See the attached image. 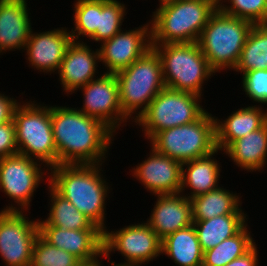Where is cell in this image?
Returning a JSON list of instances; mask_svg holds the SVG:
<instances>
[{
    "mask_svg": "<svg viewBox=\"0 0 267 266\" xmlns=\"http://www.w3.org/2000/svg\"><path fill=\"white\" fill-rule=\"evenodd\" d=\"M151 46L160 57L166 88L203 96V83L215 75V72L197 42Z\"/></svg>",
    "mask_w": 267,
    "mask_h": 266,
    "instance_id": "8992f818",
    "label": "cell"
},
{
    "mask_svg": "<svg viewBox=\"0 0 267 266\" xmlns=\"http://www.w3.org/2000/svg\"><path fill=\"white\" fill-rule=\"evenodd\" d=\"M115 76L122 112L129 120L131 118L130 122L133 119L135 122L165 88L161 60L153 48Z\"/></svg>",
    "mask_w": 267,
    "mask_h": 266,
    "instance_id": "52a82bcc",
    "label": "cell"
},
{
    "mask_svg": "<svg viewBox=\"0 0 267 266\" xmlns=\"http://www.w3.org/2000/svg\"><path fill=\"white\" fill-rule=\"evenodd\" d=\"M101 75L79 88L84 96L82 108L79 107V110L100 120L115 133L120 126H126L129 119L122 112L115 74Z\"/></svg>",
    "mask_w": 267,
    "mask_h": 266,
    "instance_id": "4fadbf2b",
    "label": "cell"
},
{
    "mask_svg": "<svg viewBox=\"0 0 267 266\" xmlns=\"http://www.w3.org/2000/svg\"><path fill=\"white\" fill-rule=\"evenodd\" d=\"M173 1H175V0H159V6L166 4V3H169V2H173Z\"/></svg>",
    "mask_w": 267,
    "mask_h": 266,
    "instance_id": "ab89813d",
    "label": "cell"
},
{
    "mask_svg": "<svg viewBox=\"0 0 267 266\" xmlns=\"http://www.w3.org/2000/svg\"><path fill=\"white\" fill-rule=\"evenodd\" d=\"M149 152V157L132 168V176L154 196L180 193L182 163L152 147Z\"/></svg>",
    "mask_w": 267,
    "mask_h": 266,
    "instance_id": "9a60e30c",
    "label": "cell"
},
{
    "mask_svg": "<svg viewBox=\"0 0 267 266\" xmlns=\"http://www.w3.org/2000/svg\"><path fill=\"white\" fill-rule=\"evenodd\" d=\"M218 8L227 15L253 24H267V0H218Z\"/></svg>",
    "mask_w": 267,
    "mask_h": 266,
    "instance_id": "d6a6232c",
    "label": "cell"
},
{
    "mask_svg": "<svg viewBox=\"0 0 267 266\" xmlns=\"http://www.w3.org/2000/svg\"><path fill=\"white\" fill-rule=\"evenodd\" d=\"M14 110L18 154L45 164V172L58 165V156L51 122V105L22 102ZM22 104V105H21ZM49 168V169H48ZM48 171V172H47Z\"/></svg>",
    "mask_w": 267,
    "mask_h": 266,
    "instance_id": "5b68a950",
    "label": "cell"
},
{
    "mask_svg": "<svg viewBox=\"0 0 267 266\" xmlns=\"http://www.w3.org/2000/svg\"><path fill=\"white\" fill-rule=\"evenodd\" d=\"M52 132L60 164H104L115 133L78 107L51 106Z\"/></svg>",
    "mask_w": 267,
    "mask_h": 266,
    "instance_id": "6da1fadb",
    "label": "cell"
},
{
    "mask_svg": "<svg viewBox=\"0 0 267 266\" xmlns=\"http://www.w3.org/2000/svg\"><path fill=\"white\" fill-rule=\"evenodd\" d=\"M24 211H0V256L5 266H30L38 220Z\"/></svg>",
    "mask_w": 267,
    "mask_h": 266,
    "instance_id": "7c38bea8",
    "label": "cell"
},
{
    "mask_svg": "<svg viewBox=\"0 0 267 266\" xmlns=\"http://www.w3.org/2000/svg\"><path fill=\"white\" fill-rule=\"evenodd\" d=\"M156 199L151 215L145 222L161 240L193 224L191 200L182 193L156 195Z\"/></svg>",
    "mask_w": 267,
    "mask_h": 266,
    "instance_id": "d6986e66",
    "label": "cell"
},
{
    "mask_svg": "<svg viewBox=\"0 0 267 266\" xmlns=\"http://www.w3.org/2000/svg\"><path fill=\"white\" fill-rule=\"evenodd\" d=\"M39 235L49 244L72 254L81 263H100L103 257L101 229L70 230L57 226H38Z\"/></svg>",
    "mask_w": 267,
    "mask_h": 266,
    "instance_id": "2e32d148",
    "label": "cell"
},
{
    "mask_svg": "<svg viewBox=\"0 0 267 266\" xmlns=\"http://www.w3.org/2000/svg\"><path fill=\"white\" fill-rule=\"evenodd\" d=\"M101 263H102V261L99 263V266L103 265ZM110 263H111V266H141V265H130V264H118V263H115L113 261H111Z\"/></svg>",
    "mask_w": 267,
    "mask_h": 266,
    "instance_id": "74e56055",
    "label": "cell"
},
{
    "mask_svg": "<svg viewBox=\"0 0 267 266\" xmlns=\"http://www.w3.org/2000/svg\"><path fill=\"white\" fill-rule=\"evenodd\" d=\"M102 166L103 164H60L49 169L51 172L47 175V181L59 195L105 231V201L111 187L103 177Z\"/></svg>",
    "mask_w": 267,
    "mask_h": 266,
    "instance_id": "7a4b0ae2",
    "label": "cell"
},
{
    "mask_svg": "<svg viewBox=\"0 0 267 266\" xmlns=\"http://www.w3.org/2000/svg\"><path fill=\"white\" fill-rule=\"evenodd\" d=\"M79 266H99V263H81Z\"/></svg>",
    "mask_w": 267,
    "mask_h": 266,
    "instance_id": "f35d334b",
    "label": "cell"
},
{
    "mask_svg": "<svg viewBox=\"0 0 267 266\" xmlns=\"http://www.w3.org/2000/svg\"><path fill=\"white\" fill-rule=\"evenodd\" d=\"M72 254L46 242L40 235L35 239L30 266H79Z\"/></svg>",
    "mask_w": 267,
    "mask_h": 266,
    "instance_id": "1f68e13d",
    "label": "cell"
},
{
    "mask_svg": "<svg viewBox=\"0 0 267 266\" xmlns=\"http://www.w3.org/2000/svg\"><path fill=\"white\" fill-rule=\"evenodd\" d=\"M256 69H267V24L253 25L233 71L242 75Z\"/></svg>",
    "mask_w": 267,
    "mask_h": 266,
    "instance_id": "f1b7e54d",
    "label": "cell"
},
{
    "mask_svg": "<svg viewBox=\"0 0 267 266\" xmlns=\"http://www.w3.org/2000/svg\"><path fill=\"white\" fill-rule=\"evenodd\" d=\"M161 254L170 257L177 266H202L204 253L193 224L162 239Z\"/></svg>",
    "mask_w": 267,
    "mask_h": 266,
    "instance_id": "cb8c5ba5",
    "label": "cell"
},
{
    "mask_svg": "<svg viewBox=\"0 0 267 266\" xmlns=\"http://www.w3.org/2000/svg\"><path fill=\"white\" fill-rule=\"evenodd\" d=\"M19 103L14 97H9L0 92V124L13 120L14 110Z\"/></svg>",
    "mask_w": 267,
    "mask_h": 266,
    "instance_id": "d590c367",
    "label": "cell"
},
{
    "mask_svg": "<svg viewBox=\"0 0 267 266\" xmlns=\"http://www.w3.org/2000/svg\"><path fill=\"white\" fill-rule=\"evenodd\" d=\"M255 244L247 253H245L243 256L238 257L237 259L232 260L225 266H258L259 265V250L256 247Z\"/></svg>",
    "mask_w": 267,
    "mask_h": 266,
    "instance_id": "8d00e7d4",
    "label": "cell"
},
{
    "mask_svg": "<svg viewBox=\"0 0 267 266\" xmlns=\"http://www.w3.org/2000/svg\"><path fill=\"white\" fill-rule=\"evenodd\" d=\"M69 30L65 27L44 32H32L24 47L26 62L34 70L51 75L60 68L67 47L72 42Z\"/></svg>",
    "mask_w": 267,
    "mask_h": 266,
    "instance_id": "e0dca14e",
    "label": "cell"
},
{
    "mask_svg": "<svg viewBox=\"0 0 267 266\" xmlns=\"http://www.w3.org/2000/svg\"><path fill=\"white\" fill-rule=\"evenodd\" d=\"M126 9L125 4L119 0H98V27L89 40L100 44L122 30Z\"/></svg>",
    "mask_w": 267,
    "mask_h": 266,
    "instance_id": "f546056e",
    "label": "cell"
},
{
    "mask_svg": "<svg viewBox=\"0 0 267 266\" xmlns=\"http://www.w3.org/2000/svg\"><path fill=\"white\" fill-rule=\"evenodd\" d=\"M242 87L253 103L267 105V69H256L242 74Z\"/></svg>",
    "mask_w": 267,
    "mask_h": 266,
    "instance_id": "836d02e7",
    "label": "cell"
},
{
    "mask_svg": "<svg viewBox=\"0 0 267 266\" xmlns=\"http://www.w3.org/2000/svg\"><path fill=\"white\" fill-rule=\"evenodd\" d=\"M18 154L14 120L0 124V158Z\"/></svg>",
    "mask_w": 267,
    "mask_h": 266,
    "instance_id": "e575fe53",
    "label": "cell"
},
{
    "mask_svg": "<svg viewBox=\"0 0 267 266\" xmlns=\"http://www.w3.org/2000/svg\"><path fill=\"white\" fill-rule=\"evenodd\" d=\"M73 5L74 27L71 31L69 29L72 40L81 42L80 37L90 39L98 27V0H76Z\"/></svg>",
    "mask_w": 267,
    "mask_h": 266,
    "instance_id": "4dcf8cb0",
    "label": "cell"
},
{
    "mask_svg": "<svg viewBox=\"0 0 267 266\" xmlns=\"http://www.w3.org/2000/svg\"><path fill=\"white\" fill-rule=\"evenodd\" d=\"M99 62L98 48L94 51L83 41H72L66 49L64 59L57 72L64 94L71 95L97 78Z\"/></svg>",
    "mask_w": 267,
    "mask_h": 266,
    "instance_id": "ac0fdd59",
    "label": "cell"
},
{
    "mask_svg": "<svg viewBox=\"0 0 267 266\" xmlns=\"http://www.w3.org/2000/svg\"><path fill=\"white\" fill-rule=\"evenodd\" d=\"M149 143L156 152L180 163L205 157L217 150L215 118L206 111L195 122L157 132Z\"/></svg>",
    "mask_w": 267,
    "mask_h": 266,
    "instance_id": "ba28073f",
    "label": "cell"
},
{
    "mask_svg": "<svg viewBox=\"0 0 267 266\" xmlns=\"http://www.w3.org/2000/svg\"><path fill=\"white\" fill-rule=\"evenodd\" d=\"M151 24L141 25L130 30H120L111 39L100 43L98 48L101 64L106 72L116 74L151 49Z\"/></svg>",
    "mask_w": 267,
    "mask_h": 266,
    "instance_id": "5bb4252c",
    "label": "cell"
},
{
    "mask_svg": "<svg viewBox=\"0 0 267 266\" xmlns=\"http://www.w3.org/2000/svg\"><path fill=\"white\" fill-rule=\"evenodd\" d=\"M217 8V0H175L157 7L149 20L151 44L198 42Z\"/></svg>",
    "mask_w": 267,
    "mask_h": 266,
    "instance_id": "3957f363",
    "label": "cell"
},
{
    "mask_svg": "<svg viewBox=\"0 0 267 266\" xmlns=\"http://www.w3.org/2000/svg\"><path fill=\"white\" fill-rule=\"evenodd\" d=\"M223 154L241 170L263 172L267 163V122L258 130L232 142Z\"/></svg>",
    "mask_w": 267,
    "mask_h": 266,
    "instance_id": "603a6c76",
    "label": "cell"
},
{
    "mask_svg": "<svg viewBox=\"0 0 267 266\" xmlns=\"http://www.w3.org/2000/svg\"><path fill=\"white\" fill-rule=\"evenodd\" d=\"M48 186L50 210L46 219H36L38 226H57L70 230L99 229L70 201L59 195L49 184Z\"/></svg>",
    "mask_w": 267,
    "mask_h": 266,
    "instance_id": "4316f807",
    "label": "cell"
},
{
    "mask_svg": "<svg viewBox=\"0 0 267 266\" xmlns=\"http://www.w3.org/2000/svg\"><path fill=\"white\" fill-rule=\"evenodd\" d=\"M162 240L144 221L124 226L118 231H103V257L110 260V254L115 251L125 257L118 264L142 265L148 264L161 254ZM112 252V253H111Z\"/></svg>",
    "mask_w": 267,
    "mask_h": 266,
    "instance_id": "8fae6325",
    "label": "cell"
},
{
    "mask_svg": "<svg viewBox=\"0 0 267 266\" xmlns=\"http://www.w3.org/2000/svg\"><path fill=\"white\" fill-rule=\"evenodd\" d=\"M246 224L237 234L225 239L216 247L205 251L203 254L202 266H225L234 259L243 256L254 245L253 234Z\"/></svg>",
    "mask_w": 267,
    "mask_h": 266,
    "instance_id": "83f0119b",
    "label": "cell"
},
{
    "mask_svg": "<svg viewBox=\"0 0 267 266\" xmlns=\"http://www.w3.org/2000/svg\"><path fill=\"white\" fill-rule=\"evenodd\" d=\"M202 99L194 93L165 87L152 99L134 124L143 128L144 138L150 140L157 132L199 119L206 112L200 105Z\"/></svg>",
    "mask_w": 267,
    "mask_h": 266,
    "instance_id": "9c48e42d",
    "label": "cell"
},
{
    "mask_svg": "<svg viewBox=\"0 0 267 266\" xmlns=\"http://www.w3.org/2000/svg\"><path fill=\"white\" fill-rule=\"evenodd\" d=\"M223 187L219 186L214 190L190 199L193 220H208L228 214H247L241 208L242 200H240V195Z\"/></svg>",
    "mask_w": 267,
    "mask_h": 266,
    "instance_id": "d4e9b609",
    "label": "cell"
},
{
    "mask_svg": "<svg viewBox=\"0 0 267 266\" xmlns=\"http://www.w3.org/2000/svg\"><path fill=\"white\" fill-rule=\"evenodd\" d=\"M253 25L246 19L223 13L219 8L210 16L197 43L215 73L235 69Z\"/></svg>",
    "mask_w": 267,
    "mask_h": 266,
    "instance_id": "277c9868",
    "label": "cell"
},
{
    "mask_svg": "<svg viewBox=\"0 0 267 266\" xmlns=\"http://www.w3.org/2000/svg\"><path fill=\"white\" fill-rule=\"evenodd\" d=\"M261 105L240 107L226 119L215 118L216 146L224 151L232 142L261 128L267 122V109Z\"/></svg>",
    "mask_w": 267,
    "mask_h": 266,
    "instance_id": "44dd1931",
    "label": "cell"
},
{
    "mask_svg": "<svg viewBox=\"0 0 267 266\" xmlns=\"http://www.w3.org/2000/svg\"><path fill=\"white\" fill-rule=\"evenodd\" d=\"M42 167L41 162L21 154L0 158V189L15 203H9L2 211L30 209L34 192L46 178Z\"/></svg>",
    "mask_w": 267,
    "mask_h": 266,
    "instance_id": "30bf717a",
    "label": "cell"
},
{
    "mask_svg": "<svg viewBox=\"0 0 267 266\" xmlns=\"http://www.w3.org/2000/svg\"><path fill=\"white\" fill-rule=\"evenodd\" d=\"M219 151L217 149L210 155L182 163L180 193L184 195V190L190 188V194L184 196L191 199L219 187L221 164L214 157Z\"/></svg>",
    "mask_w": 267,
    "mask_h": 266,
    "instance_id": "7402d4cb",
    "label": "cell"
},
{
    "mask_svg": "<svg viewBox=\"0 0 267 266\" xmlns=\"http://www.w3.org/2000/svg\"><path fill=\"white\" fill-rule=\"evenodd\" d=\"M246 214H228L208 220H193L203 253L237 234L246 224Z\"/></svg>",
    "mask_w": 267,
    "mask_h": 266,
    "instance_id": "484cf974",
    "label": "cell"
},
{
    "mask_svg": "<svg viewBox=\"0 0 267 266\" xmlns=\"http://www.w3.org/2000/svg\"><path fill=\"white\" fill-rule=\"evenodd\" d=\"M29 10L27 0H0V55L24 51L32 32Z\"/></svg>",
    "mask_w": 267,
    "mask_h": 266,
    "instance_id": "ffe728a7",
    "label": "cell"
}]
</instances>
